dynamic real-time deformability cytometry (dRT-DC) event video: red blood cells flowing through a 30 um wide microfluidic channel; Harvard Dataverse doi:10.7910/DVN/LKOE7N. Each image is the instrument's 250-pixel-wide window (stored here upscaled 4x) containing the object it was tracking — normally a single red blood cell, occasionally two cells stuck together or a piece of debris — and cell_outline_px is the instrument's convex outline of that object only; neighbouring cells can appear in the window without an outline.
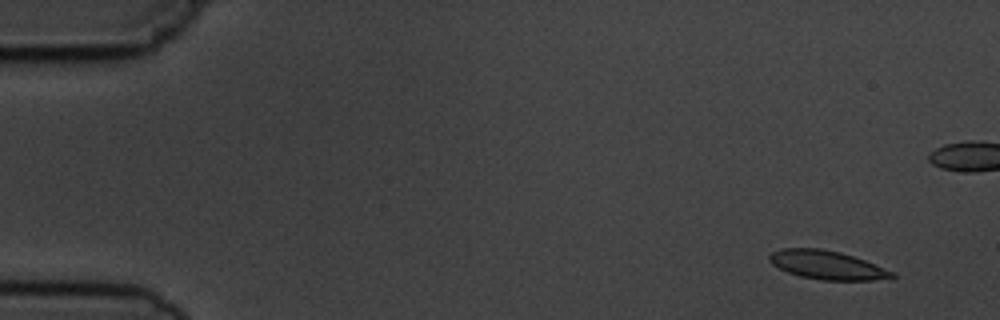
{"species": "common noctule bat (a hibernating species)", "species_latin": "Nyctalus noctula", "temperature_condition": "cold", "stored_images_in_passage": 4, "camera_frame_rate_fps": 3000, "um_per_image_px": 0.085, "animal": {"sex": "male", "body_mass_g": 19.5, "forearm_length_mm": 54.6}, "frame": {"image": 1, "passage_image": 1, "time_ms": 0.0, "image_size_px": [1000, 320], "cell_outline_px": [[896, 276], [872, 280], [820, 280], [800, 276], [788, 272], [772, 264], [768, 260], [768, 256], [772, 252], [780, 248], [820, 248], [840, 252], [864, 260], [896, 272]], "centroid_in_image_um": [70.27, 22.52], "position_along_channel_um": 14.7, "area_um2": 20.4}}